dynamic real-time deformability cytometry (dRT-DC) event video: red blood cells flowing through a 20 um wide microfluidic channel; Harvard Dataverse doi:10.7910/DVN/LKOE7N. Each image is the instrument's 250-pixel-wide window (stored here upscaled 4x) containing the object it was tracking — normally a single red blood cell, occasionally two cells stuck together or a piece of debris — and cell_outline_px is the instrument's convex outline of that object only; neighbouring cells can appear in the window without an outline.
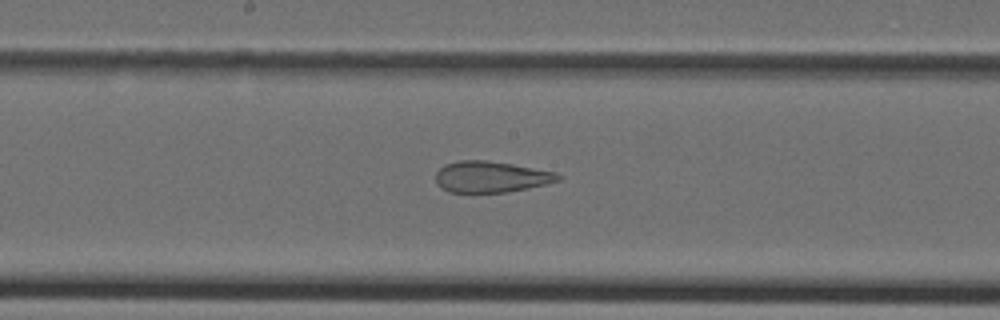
{"species": "Egyptian fruit bat (a non-hibernating species)", "species_latin": "Rousettus aegyptiacus", "temperature_condition": "cold", "stored_images_in_passage": 28, "camera_frame_rate_fps": 3000, "um_per_image_px": 0.085, "animal": {"sex": "female"}, "frame": {"image": 1, "passage_image": 9, "time_ms": 2.667, "image_size_px": [1000, 320], "cell_outline_px": [[564, 176], [560, 180], [548, 184], [528, 188], [504, 192], [448, 192], [440, 188], [436, 184], [436, 172], [444, 164], [460, 160], [484, 160], [512, 164], [556, 172]], "centroid_in_image_um": [41.73, 15.03], "position_along_channel_um": 206.5, "area_um2": 22.37}}
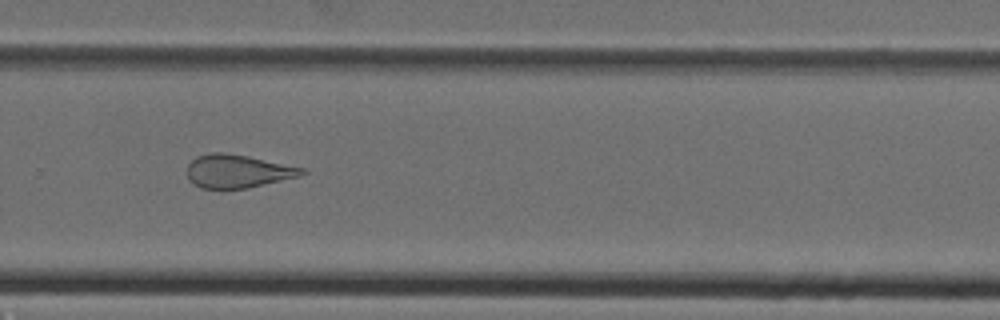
{"frame": {"image": 2, "passage_image": 15, "time_ms": 4.667, "image_size_px": [1000, 320], "cell_outline_px": [[308, 172], [300, 176], [248, 188], [200, 188], [188, 180], [188, 164], [196, 156], [212, 152], [224, 152], [248, 156], [304, 168]], "centroid_in_image_um": [20.2, 14.55], "position_along_channel_um": 309.6, "area_um2": 22.2}}
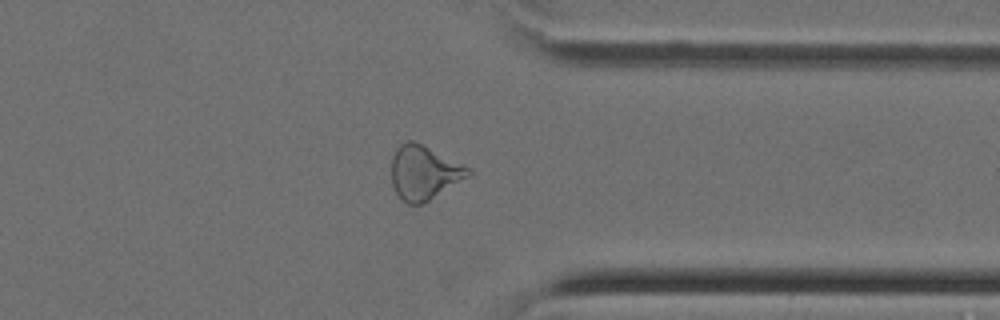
{"frame": {"image": 3, "passage_image": 19, "time_ms": 6.0, "image_size_px": [1000, 320], "cell_outline_px": [[472, 172], [428, 200], [420, 204], [408, 204], [396, 192], [392, 184], [392, 156], [396, 148], [400, 144], [408, 140], [412, 140], [472, 168]], "centroid_in_image_um": [36.0, 14.64], "position_along_channel_um": 375.4, "area_um2": 23.47}}